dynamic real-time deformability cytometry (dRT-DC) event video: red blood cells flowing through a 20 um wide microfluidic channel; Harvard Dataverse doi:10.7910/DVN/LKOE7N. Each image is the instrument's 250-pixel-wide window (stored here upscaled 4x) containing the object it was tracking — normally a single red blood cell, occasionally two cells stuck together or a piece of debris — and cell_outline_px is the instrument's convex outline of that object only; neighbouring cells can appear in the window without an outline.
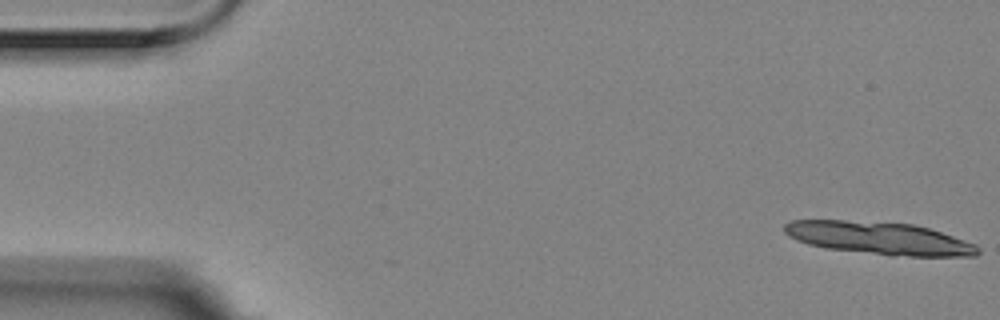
{"species": "Egyptian fruit bat (a non-hibernating species)", "species_latin": "Rousettus aegyptiacus", "temperature_condition": "room temperature", "stored_images_in_passage": 10, "camera_frame_rate_fps": 3000, "um_per_image_px": 0.085, "animal": {"sex": "female"}, "frame": {"image": 1, "passage_image": 1, "time_ms": 0.0, "image_size_px": [1000, 320], "cell_outline_px": [[980, 252], [976, 256], [892, 256], [824, 248], [808, 244], [796, 240], [788, 236], [784, 232], [784, 224], [792, 220], [844, 220], [912, 224], [928, 228], [976, 244], [980, 248]], "centroid_in_image_um": [74.71, 20.26], "position_along_channel_um": 10.3, "area_um2": 36.82}}
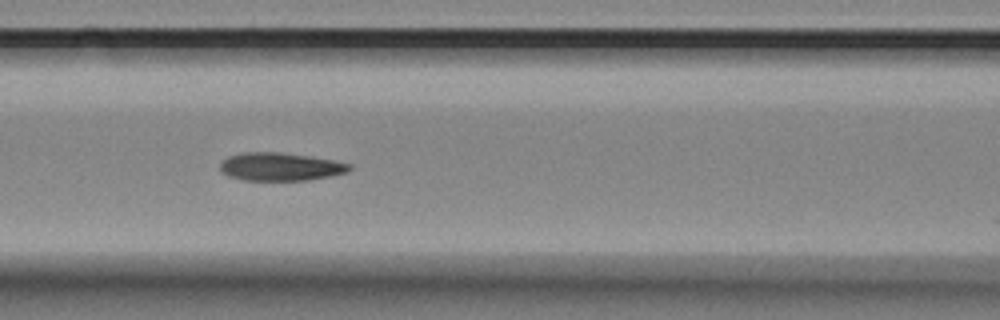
{"frame": {"image": 2, "passage_image": 7, "time_ms": 2.0, "image_size_px": [1000, 320], "cell_outline_px": [[352, 168], [348, 172], [308, 180], [244, 180], [228, 176], [220, 168], [220, 164], [228, 156], [240, 152], [280, 152], [312, 156], [352, 164]], "centroid_in_image_um": [23.84, 14.16], "position_along_channel_um": 142.8, "area_um2": 21.15}}
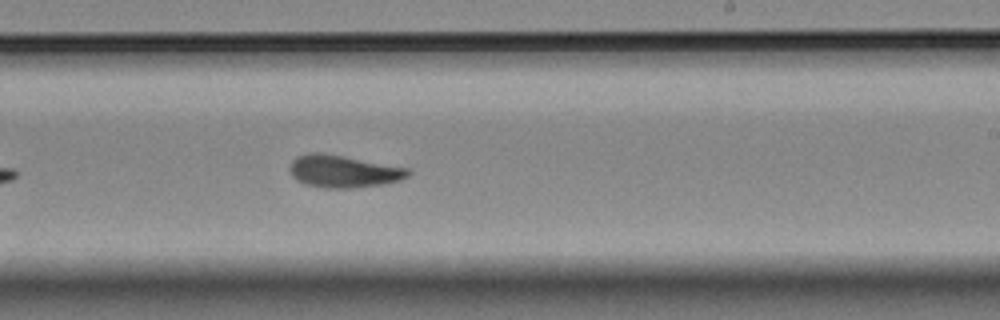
{"frame": {"image": 3, "passage_image": 10, "time_ms": 3.0, "image_size_px": [1000, 320], "cell_outline_px": [[412, 172], [408, 176], [400, 180], [384, 184], [352, 188], [324, 188], [304, 184], [296, 180], [292, 176], [288, 168], [292, 160], [296, 156], [316, 152], [340, 156], [408, 168]], "centroid_in_image_um": [29.15, 14.58], "position_along_channel_um": 259.8, "area_um2": 22.14}}